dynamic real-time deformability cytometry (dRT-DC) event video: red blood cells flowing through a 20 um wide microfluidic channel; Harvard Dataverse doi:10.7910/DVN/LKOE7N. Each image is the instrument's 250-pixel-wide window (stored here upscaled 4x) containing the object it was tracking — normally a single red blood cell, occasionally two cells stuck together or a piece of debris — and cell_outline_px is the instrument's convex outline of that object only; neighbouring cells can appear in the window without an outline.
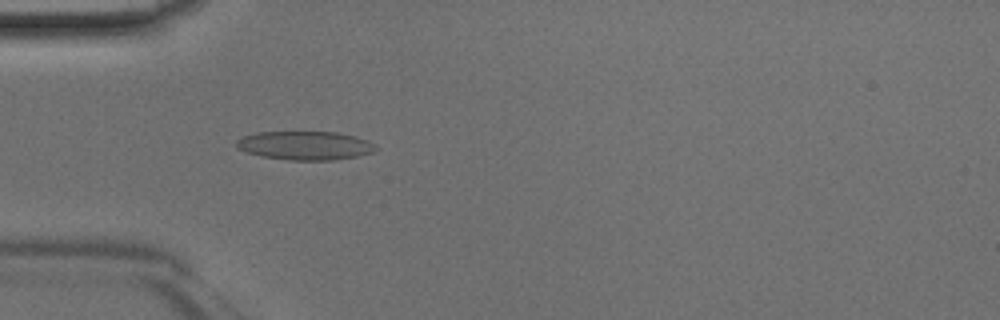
{"species": "Egyptian fruit bat (a non-hibernating species)", "species_latin": "Rousettus aegyptiacus", "temperature_condition": "room temperature", "stored_images_in_passage": 34, "camera_frame_rate_fps": 3000, "um_per_image_px": 0.085, "animal": {"sex": "male"}, "frame": {"image": 1, "passage_image": 7, "time_ms": 2.0, "image_size_px": [1000, 320], "cell_outline_px": [[376, 148], [372, 152], [356, 156], [332, 160], [288, 160], [260, 156], [236, 148], [236, 140], [244, 136], [256, 132], [336, 132], [356, 136], [368, 140], [376, 144]], "centroid_in_image_um": [25.92, 12.36], "position_along_channel_um": 59.1, "area_um2": 23.29}}
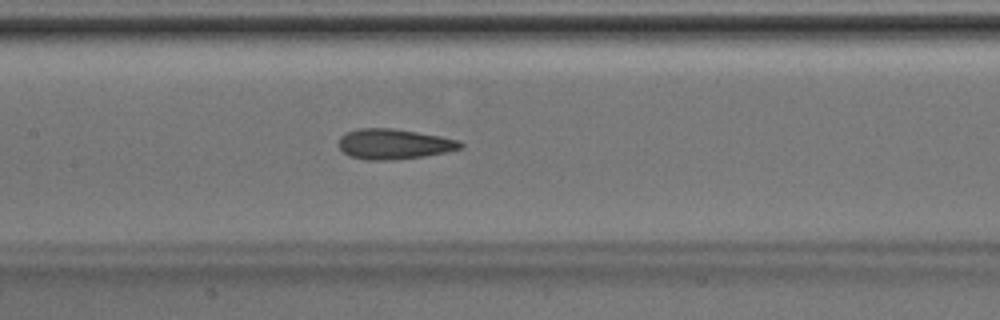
{"frame": {"image": 2, "passage_image": 15, "time_ms": 4.667, "image_size_px": [1000, 320], "cell_outline_px": [[464, 144], [460, 148], [444, 152], [424, 156], [396, 160], [364, 160], [348, 156], [336, 144], [340, 136], [344, 132], [356, 128], [392, 128], [440, 136], [460, 140]], "centroid_in_image_um": [33.41, 12.24], "position_along_channel_um": 174.0, "area_um2": 21.73}}
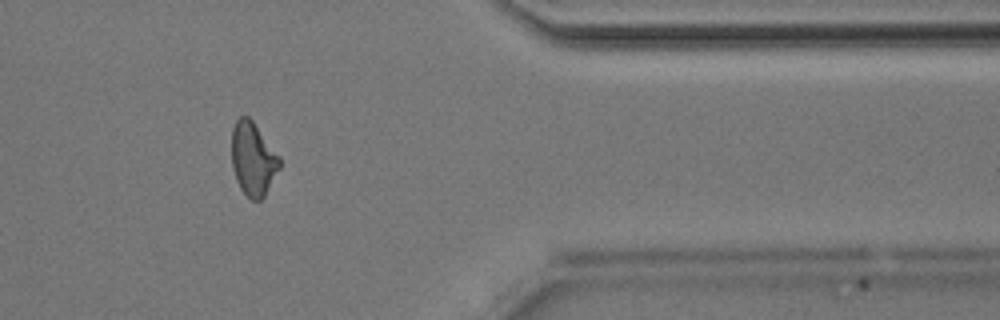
{"frame": {"image": 3, "passage_image": 31, "time_ms": 10.0, "image_size_px": [1000, 320], "cell_outline_px": [[280, 168], [264, 196], [260, 200], [252, 200], [240, 188], [236, 180], [232, 168], [232, 128], [236, 120], [240, 116], [248, 116], [252, 120], [280, 156]], "centroid_in_image_um": [21.5, 13.5], "position_along_channel_um": 389.9, "area_um2": 20.46}}